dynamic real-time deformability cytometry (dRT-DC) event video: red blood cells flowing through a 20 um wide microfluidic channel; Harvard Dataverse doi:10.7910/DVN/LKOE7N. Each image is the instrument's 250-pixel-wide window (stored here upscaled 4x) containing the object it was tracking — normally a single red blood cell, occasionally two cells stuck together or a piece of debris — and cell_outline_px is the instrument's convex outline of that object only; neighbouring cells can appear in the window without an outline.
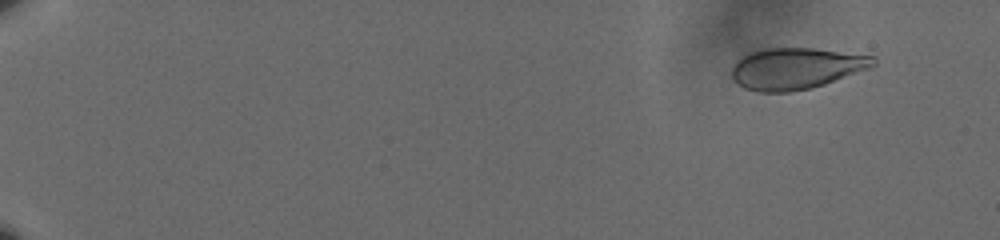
{"species": "human", "species_latin": "Homo sapiens", "temperature_condition": "cold", "stored_images_in_passage": 61, "camera_frame_rate_fps": 3000, "um_per_image_px": 0.085, "donor": {"sex": "male"}, "frame": {"image": 1, "passage_image": 6, "time_ms": 1.667, "image_size_px": [1000, 240], "cell_outline_px": [[876, 64], [872, 68], [812, 88], [788, 92], [760, 92], [744, 88], [732, 80], [732, 68], [736, 60], [752, 52], [764, 48], [812, 48], [876, 56]], "centroid_in_image_um": [67.69, 5.82], "position_along_channel_um": 17.3, "area_um2": 34.28}}
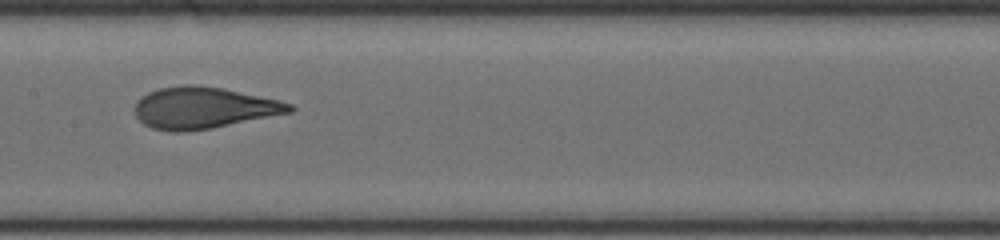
{"frame": {"image": 2, "passage_image": 35, "time_ms": 11.333, "image_size_px": [1000, 240], "cell_outline_px": [[296, 108], [292, 112], [212, 128], [184, 132], [172, 132], [152, 128], [144, 124], [136, 116], [136, 100], [140, 96], [148, 92], [160, 88], [184, 84], [196, 84], [224, 88], [276, 100], [292, 104]], "centroid_in_image_um": [17.27, 9.16], "position_along_channel_um": 190.1, "area_um2": 37.45}}
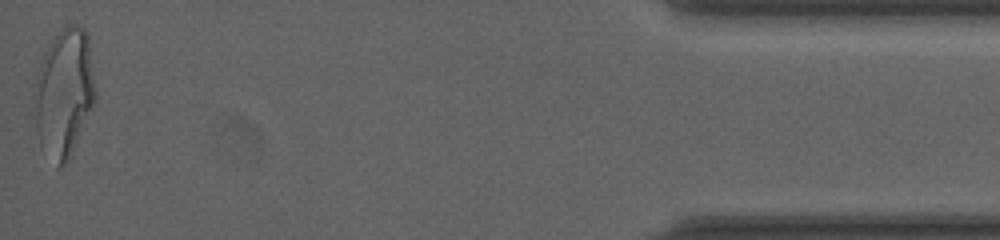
{"frame": {"image": 3, "passage_image": 61, "time_ms": 20.0, "image_size_px": [1000, 240], "cell_outline_px": [[96, 104], [72, 156], [60, 168], [56, 168], [40, 144], [36, 132], [32, 96], [32, 84], [40, 60], [48, 44], [68, 24], [76, 24], [84, 28], [88, 32], [96, 92]], "centroid_in_image_um": [5.44, 7.94], "position_along_channel_um": 429.8, "area_um2": 47.34}, "authors_computed_cell_mechanics": {"area_um2": 36.7608, "velocity_mm_per_s": 3.5889, "shape_relaxation_time_tau1_ms": 4.9106, "shape_relaxation_time_tau2_ms": null, "deformation_change_tau1": 0.1946, "deformation_change_tau2": null}}